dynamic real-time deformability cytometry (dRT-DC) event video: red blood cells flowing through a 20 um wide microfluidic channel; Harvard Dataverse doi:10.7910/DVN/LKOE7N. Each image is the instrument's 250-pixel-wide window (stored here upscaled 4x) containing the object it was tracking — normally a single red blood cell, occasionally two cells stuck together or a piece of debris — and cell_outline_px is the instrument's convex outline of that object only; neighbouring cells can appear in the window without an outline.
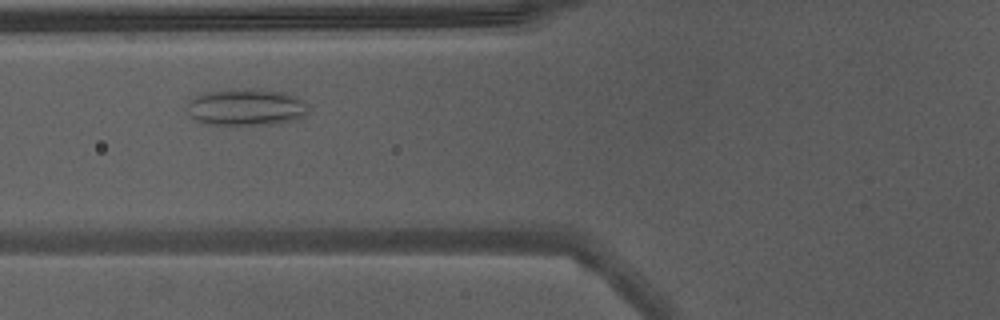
{"species": "Egyptian fruit bat (a non-hibernating species)", "species_latin": "Rousettus aegyptiacus", "temperature_condition": "warm", "stored_images_in_passage": 33, "camera_frame_rate_fps": 3000, "um_per_image_px": 0.085, "animal": {"sex": "male"}, "frame": {"image": 1, "passage_image": 5, "time_ms": 1.333, "image_size_px": [1000, 320], "cell_outline_px": [[308, 112], [304, 116], [296, 120], [276, 124], [204, 124], [196, 120], [184, 108], [196, 96], [204, 92], [244, 88], [256, 88], [284, 92], [296, 96], [304, 100], [308, 108]], "centroid_in_image_um": [20.96, 9.1], "position_along_channel_um": 104.8, "area_um2": 26.24}, "authors_computed_cell_mechanics": {"area_um2": 22.831, "velocity_mm_per_s": 4.3581, "shape_relaxation_time_tau1_ms": null, "shape_relaxation_time_tau2_ms": 0.3967, "deformation_change_tau1": null, "deformation_change_tau2": 0.0555}}